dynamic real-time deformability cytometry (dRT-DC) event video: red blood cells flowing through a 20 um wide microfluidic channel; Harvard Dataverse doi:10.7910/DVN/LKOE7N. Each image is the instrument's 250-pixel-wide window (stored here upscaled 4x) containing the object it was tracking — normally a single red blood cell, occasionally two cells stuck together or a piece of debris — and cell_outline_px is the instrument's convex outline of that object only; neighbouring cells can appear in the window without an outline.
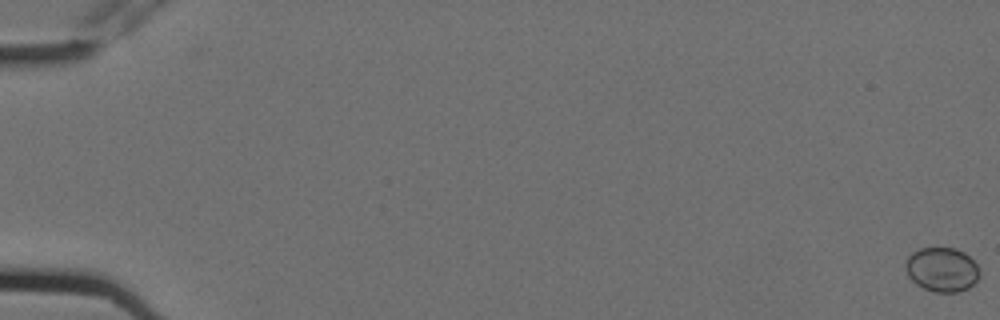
{"species": "Egyptian fruit bat (a non-hibernating species)", "species_latin": "Rousettus aegyptiacus", "temperature_condition": "cold", "stored_images_in_passage": 6, "camera_frame_rate_fps": 3000, "um_per_image_px": 0.085, "animal": {"sex": "female"}, "frame": {"image": 1, "passage_image": 1, "time_ms": 0.0, "image_size_px": [1000, 320], "cell_outline_px": [[980, 276], [968, 288], [960, 292], [936, 292], [924, 288], [916, 284], [908, 276], [904, 264], [908, 256], [912, 252], [920, 248], [956, 248], [964, 252], [976, 264], [980, 272]], "centroid_in_image_um": [80.05, 22.91], "position_along_channel_um": 4.9, "area_um2": 19.13}}
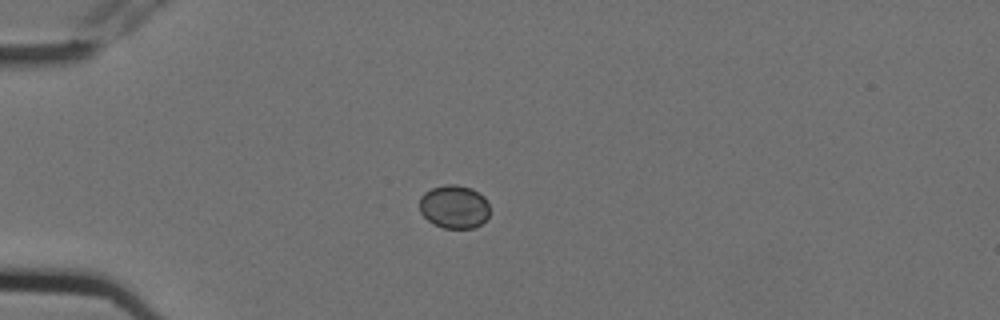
{"frame": {"image": 2, "passage_image": 5, "time_ms": 1.333, "image_size_px": [1000, 320], "cell_outline_px": [[488, 216], [480, 224], [472, 228], [444, 228], [432, 224], [420, 212], [420, 196], [424, 192], [432, 188], [444, 184], [456, 184], [472, 188], [484, 196], [488, 204]], "centroid_in_image_um": [38.58, 17.56], "position_along_channel_um": 46.4, "area_um2": 17.8}}